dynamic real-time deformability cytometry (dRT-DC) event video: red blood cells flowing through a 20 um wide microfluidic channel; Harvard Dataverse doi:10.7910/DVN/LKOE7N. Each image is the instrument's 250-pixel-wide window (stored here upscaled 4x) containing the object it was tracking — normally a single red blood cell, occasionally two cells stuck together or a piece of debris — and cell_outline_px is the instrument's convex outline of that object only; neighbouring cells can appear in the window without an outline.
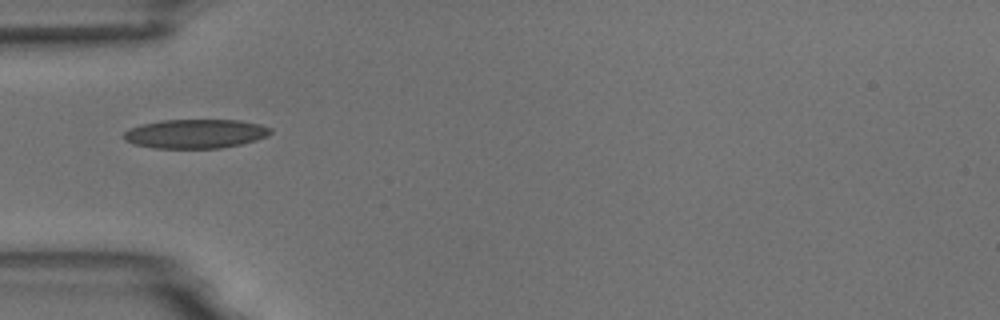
{"species": "common noctule bat (a hibernating species)", "species_latin": "Nyctalus noctula", "temperature_condition": "room temperature", "stored_images_in_passage": 4, "camera_frame_rate_fps": 3000, "um_per_image_px": 0.085, "animal": {"sex": "male", "body_mass_g": 18.8}, "frame": {"image": 1, "passage_image": 1, "time_ms": 0.0, "image_size_px": [1000, 320], "cell_outline_px": [[272, 132], [268, 136], [256, 140], [240, 144], [220, 148], [156, 148], [136, 144], [124, 140], [120, 136], [128, 128], [160, 120], [240, 120], [260, 124], [272, 128]], "centroid_in_image_um": [16.61, 11.36], "position_along_channel_um": 68.4, "area_um2": 24.97}}